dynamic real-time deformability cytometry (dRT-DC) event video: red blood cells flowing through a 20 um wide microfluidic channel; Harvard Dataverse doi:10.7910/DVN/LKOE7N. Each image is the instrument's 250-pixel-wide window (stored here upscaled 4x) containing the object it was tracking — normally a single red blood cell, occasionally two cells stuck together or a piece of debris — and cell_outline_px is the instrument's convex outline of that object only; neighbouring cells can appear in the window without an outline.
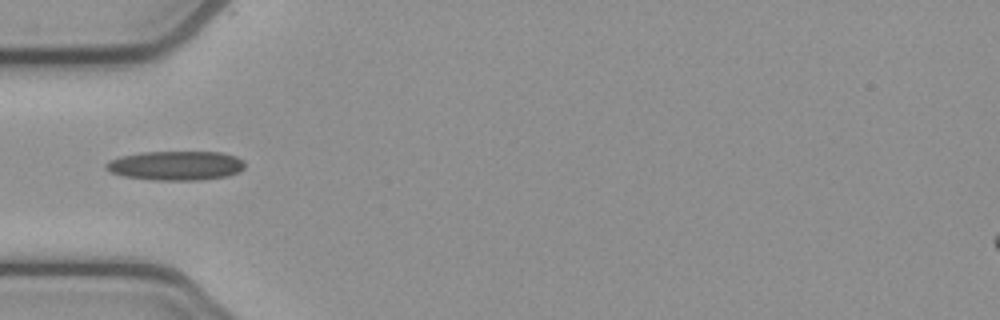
{"species": "common noctule bat (a hibernating species)", "species_latin": "Nyctalus noctula", "temperature_condition": "cold", "stored_images_in_passage": 32, "camera_frame_rate_fps": 3000, "um_per_image_px": 0.085, "animal": {"sex": "female", "body_mass_g": 21.9}, "frame": {"image": 1, "passage_image": 1, "time_ms": 0.0, "image_size_px": [1000, 320], "cell_outline_px": [[244, 168], [240, 172], [228, 176], [200, 180], [156, 180], [124, 176], [112, 172], [104, 164], [120, 156], [140, 152], [220, 152], [236, 156], [244, 160]], "centroid_in_image_um": [15.01, 14.07], "position_along_channel_um": 70.0, "area_um2": 23.64}}
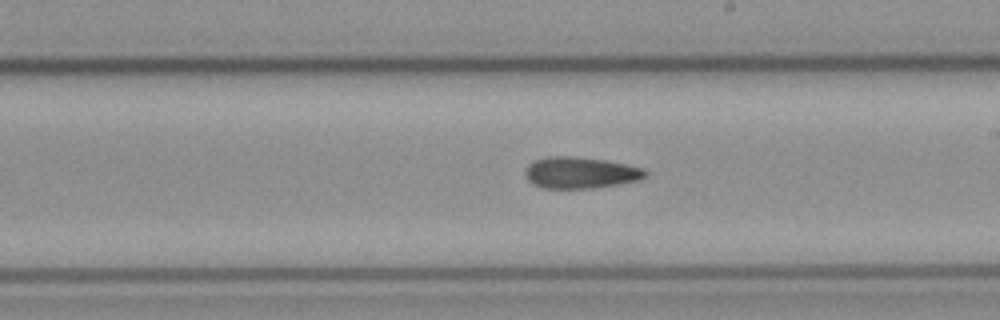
{"frame": {"image": 2, "passage_image": 14, "time_ms": 4.333, "image_size_px": [1000, 320], "cell_outline_px": [[648, 176], [640, 180], [620, 184], [592, 188], [540, 188], [532, 184], [528, 180], [524, 172], [528, 164], [532, 160], [548, 156], [576, 156], [604, 160], [644, 168], [648, 172]], "centroid_in_image_um": [49.32, 14.68], "position_along_channel_um": 239.7, "area_um2": 22.31}}
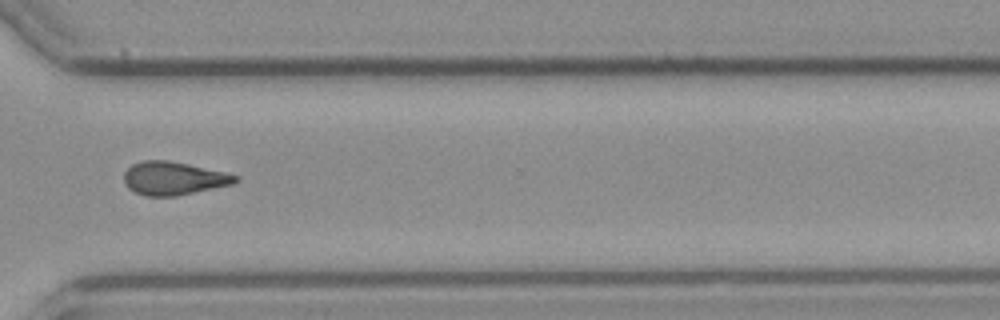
{"frame": {"image": 3, "passage_image": 23, "time_ms": 7.333, "image_size_px": [1000, 320], "cell_outline_px": [[240, 180], [232, 184], [176, 196], [148, 196], [136, 192], [128, 188], [124, 184], [124, 172], [132, 164], [144, 160], [168, 160], [188, 164], [224, 172], [240, 176]], "centroid_in_image_um": [14.75, 15.15], "position_along_channel_um": 355.9, "area_um2": 21.5}, "authors_computed_cell_mechanics": {"area_um2": 22.2819, "velocity_mm_per_s": 3.8811, "shape_relaxation_time_tau1_ms": null, "shape_relaxation_time_tau2_ms": 5.855, "deformation_change_tau1": null, "deformation_change_tau2": 0.1621}}